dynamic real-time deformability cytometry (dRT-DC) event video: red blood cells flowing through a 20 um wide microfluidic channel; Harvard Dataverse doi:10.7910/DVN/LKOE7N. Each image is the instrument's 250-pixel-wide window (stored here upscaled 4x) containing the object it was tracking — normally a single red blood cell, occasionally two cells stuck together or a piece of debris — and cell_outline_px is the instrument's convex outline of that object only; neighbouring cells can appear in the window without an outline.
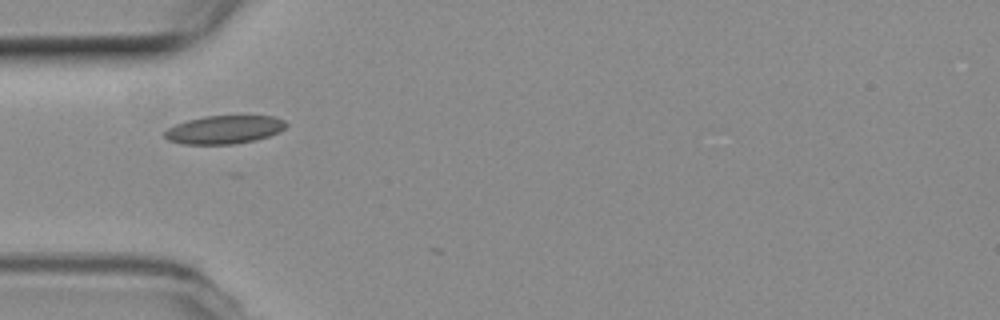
{"species": "common noctule bat (a hibernating species)", "species_latin": "Nyctalus noctula", "temperature_condition": "room temperature", "stored_images_in_passage": 8, "camera_frame_rate_fps": 3000, "um_per_image_px": 0.085, "animal": {"sex": "female", "body_mass_g": 19.3, "forearm_length_mm": 54.1}, "frame": {"image": 1, "passage_image": 1, "time_ms": 0.0, "image_size_px": [1000, 320], "cell_outline_px": [[288, 124], [280, 132], [256, 140], [232, 144], [184, 144], [168, 140], [164, 136], [164, 132], [168, 128], [176, 124], [188, 120], [204, 116], [276, 116], [284, 120]], "centroid_in_image_um": [19.08, 11.02], "position_along_channel_um": 65.9, "area_um2": 20.0}}
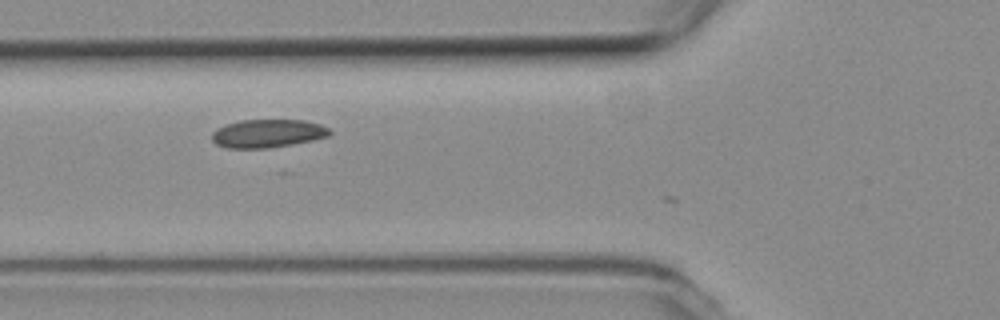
{"frame": {"image": 2, "passage_image": 4, "time_ms": 1.0, "image_size_px": [1000, 320], "cell_outline_px": [[332, 132], [328, 136], [312, 140], [292, 144], [268, 148], [228, 148], [216, 144], [212, 140], [212, 132], [216, 128], [224, 124], [240, 120], [304, 120], [320, 124], [328, 128]], "centroid_in_image_um": [22.72, 11.34], "position_along_channel_um": 103.1, "area_um2": 19.42}}
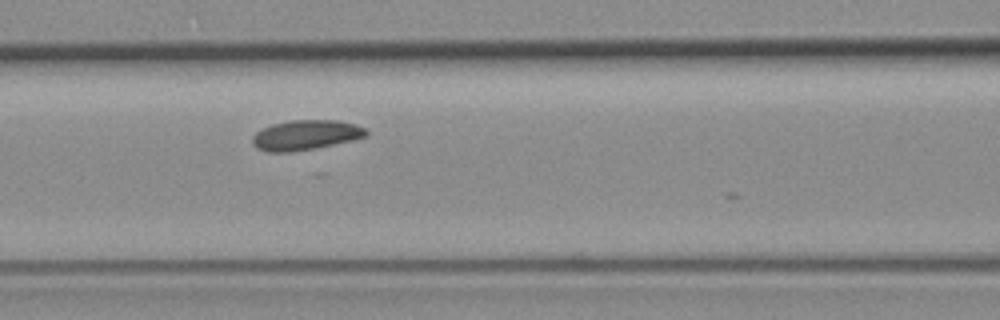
{"frame": {"image": 3, "passage_image": 7, "time_ms": 2.0, "image_size_px": [1000, 320], "cell_outline_px": [[368, 136], [352, 140], [316, 148], [288, 152], [268, 152], [256, 148], [252, 144], [252, 136], [256, 132], [272, 124], [292, 120], [336, 120], [356, 124], [364, 128], [368, 132]], "centroid_in_image_um": [25.97, 11.48], "position_along_channel_um": 140.6, "area_um2": 19.83}}